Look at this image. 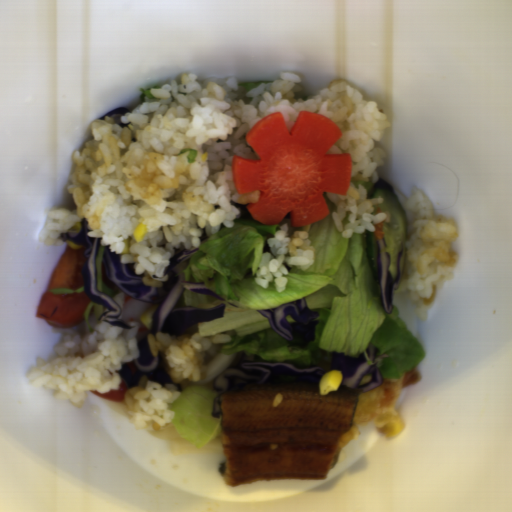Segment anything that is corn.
Segmentation results:
<instances>
[{
	"label": "corn",
	"mask_w": 512,
	"mask_h": 512,
	"mask_svg": "<svg viewBox=\"0 0 512 512\" xmlns=\"http://www.w3.org/2000/svg\"><path fill=\"white\" fill-rule=\"evenodd\" d=\"M341 371L339 370H331L328 372H325L318 384V390L321 395H325L329 392H333L335 389H337L340 385L341 381Z\"/></svg>",
	"instance_id": "corn-2"
},
{
	"label": "corn",
	"mask_w": 512,
	"mask_h": 512,
	"mask_svg": "<svg viewBox=\"0 0 512 512\" xmlns=\"http://www.w3.org/2000/svg\"><path fill=\"white\" fill-rule=\"evenodd\" d=\"M147 232V226L144 223H139L133 231V239L137 242H142Z\"/></svg>",
	"instance_id": "corn-3"
},
{
	"label": "corn",
	"mask_w": 512,
	"mask_h": 512,
	"mask_svg": "<svg viewBox=\"0 0 512 512\" xmlns=\"http://www.w3.org/2000/svg\"><path fill=\"white\" fill-rule=\"evenodd\" d=\"M375 428L380 430L387 439H391L399 436L404 426L399 416L393 412H387L378 417Z\"/></svg>",
	"instance_id": "corn-1"
}]
</instances>
